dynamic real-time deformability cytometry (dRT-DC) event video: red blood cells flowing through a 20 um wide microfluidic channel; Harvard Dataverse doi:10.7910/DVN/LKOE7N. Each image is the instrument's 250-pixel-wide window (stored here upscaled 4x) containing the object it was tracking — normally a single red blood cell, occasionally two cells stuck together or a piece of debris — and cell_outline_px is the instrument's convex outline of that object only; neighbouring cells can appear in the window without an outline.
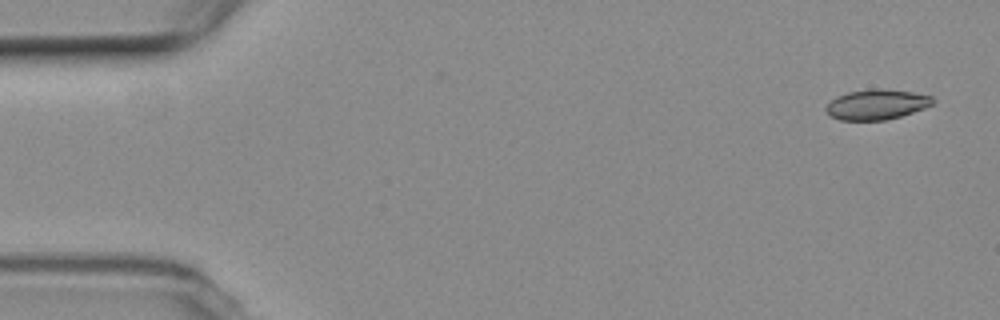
{"species": "common noctule bat (a hibernating species)", "species_latin": "Nyctalus noctula", "temperature_condition": "room temperature", "stored_images_in_passage": 4, "camera_frame_rate_fps": 3000, "um_per_image_px": 0.085, "animal": {"sex": "female", "body_mass_g": 19.3, "forearm_length_mm": 54.1}, "frame": {"image": 1, "passage_image": 1, "time_ms": 0.0, "image_size_px": [1000, 320], "cell_outline_px": [[936, 104], [900, 116], [884, 120], [840, 120], [832, 116], [824, 108], [836, 96], [848, 92], [872, 88], [880, 88], [912, 92], [932, 96], [936, 100]], "centroid_in_image_um": [74.55, 8.87], "position_along_channel_um": 10.4, "area_um2": 18.79}}
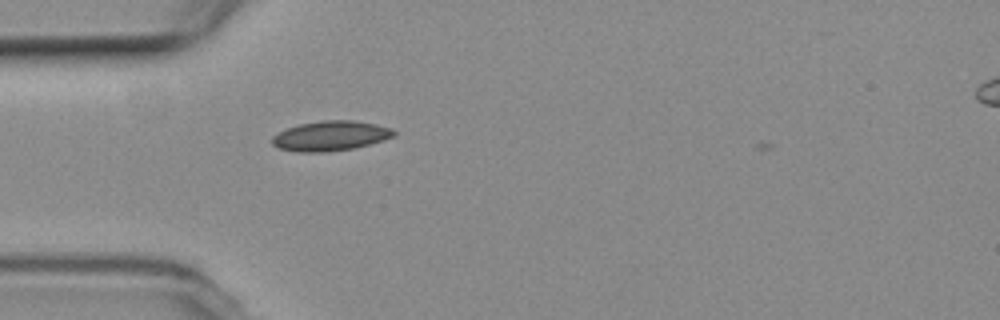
{"frame": {"image": 2, "passage_image": 4, "time_ms": 4.667, "image_size_px": [1000, 320], "cell_outline_px": [[396, 136], [384, 140], [352, 148], [324, 152], [300, 152], [280, 148], [272, 144], [272, 136], [288, 128], [300, 124], [324, 120], [352, 120], [376, 124], [392, 128], [396, 132]], "centroid_in_image_um": [28.13, 11.54], "position_along_channel_um": 56.9, "area_um2": 20.98}}